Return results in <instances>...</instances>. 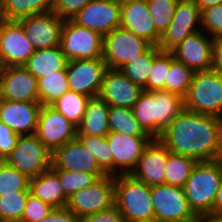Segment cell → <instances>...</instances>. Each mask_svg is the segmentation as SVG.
Wrapping results in <instances>:
<instances>
[{
    "instance_id": "1",
    "label": "cell",
    "mask_w": 222,
    "mask_h": 222,
    "mask_svg": "<svg viewBox=\"0 0 222 222\" xmlns=\"http://www.w3.org/2000/svg\"><path fill=\"white\" fill-rule=\"evenodd\" d=\"M158 139L170 152L198 162L222 159V118L184 109Z\"/></svg>"
},
{
    "instance_id": "2",
    "label": "cell",
    "mask_w": 222,
    "mask_h": 222,
    "mask_svg": "<svg viewBox=\"0 0 222 222\" xmlns=\"http://www.w3.org/2000/svg\"><path fill=\"white\" fill-rule=\"evenodd\" d=\"M184 107V98L164 90H144L132 108L135 119L152 138H159Z\"/></svg>"
},
{
    "instance_id": "3",
    "label": "cell",
    "mask_w": 222,
    "mask_h": 222,
    "mask_svg": "<svg viewBox=\"0 0 222 222\" xmlns=\"http://www.w3.org/2000/svg\"><path fill=\"white\" fill-rule=\"evenodd\" d=\"M222 179V159L198 162L186 180L183 190L196 215L213 212L216 194Z\"/></svg>"
},
{
    "instance_id": "4",
    "label": "cell",
    "mask_w": 222,
    "mask_h": 222,
    "mask_svg": "<svg viewBox=\"0 0 222 222\" xmlns=\"http://www.w3.org/2000/svg\"><path fill=\"white\" fill-rule=\"evenodd\" d=\"M115 206L125 222H155L151 186L130 174L115 175Z\"/></svg>"
},
{
    "instance_id": "5",
    "label": "cell",
    "mask_w": 222,
    "mask_h": 222,
    "mask_svg": "<svg viewBox=\"0 0 222 222\" xmlns=\"http://www.w3.org/2000/svg\"><path fill=\"white\" fill-rule=\"evenodd\" d=\"M184 107L190 112L222 118V75L212 69L195 72Z\"/></svg>"
},
{
    "instance_id": "6",
    "label": "cell",
    "mask_w": 222,
    "mask_h": 222,
    "mask_svg": "<svg viewBox=\"0 0 222 222\" xmlns=\"http://www.w3.org/2000/svg\"><path fill=\"white\" fill-rule=\"evenodd\" d=\"M52 153L36 134L20 135L16 146L4 161L29 179L51 168Z\"/></svg>"
},
{
    "instance_id": "7",
    "label": "cell",
    "mask_w": 222,
    "mask_h": 222,
    "mask_svg": "<svg viewBox=\"0 0 222 222\" xmlns=\"http://www.w3.org/2000/svg\"><path fill=\"white\" fill-rule=\"evenodd\" d=\"M60 47L68 61L102 58L103 36L71 20H64Z\"/></svg>"
},
{
    "instance_id": "8",
    "label": "cell",
    "mask_w": 222,
    "mask_h": 222,
    "mask_svg": "<svg viewBox=\"0 0 222 222\" xmlns=\"http://www.w3.org/2000/svg\"><path fill=\"white\" fill-rule=\"evenodd\" d=\"M115 206V176L106 175L93 185L73 193L67 208L79 219Z\"/></svg>"
},
{
    "instance_id": "9",
    "label": "cell",
    "mask_w": 222,
    "mask_h": 222,
    "mask_svg": "<svg viewBox=\"0 0 222 222\" xmlns=\"http://www.w3.org/2000/svg\"><path fill=\"white\" fill-rule=\"evenodd\" d=\"M150 46L145 39L119 27L103 36L102 58L108 69L119 70L143 54Z\"/></svg>"
},
{
    "instance_id": "10",
    "label": "cell",
    "mask_w": 222,
    "mask_h": 222,
    "mask_svg": "<svg viewBox=\"0 0 222 222\" xmlns=\"http://www.w3.org/2000/svg\"><path fill=\"white\" fill-rule=\"evenodd\" d=\"M202 11L192 0H179L168 28L160 36L158 49L170 52L189 35L201 29Z\"/></svg>"
},
{
    "instance_id": "11",
    "label": "cell",
    "mask_w": 222,
    "mask_h": 222,
    "mask_svg": "<svg viewBox=\"0 0 222 222\" xmlns=\"http://www.w3.org/2000/svg\"><path fill=\"white\" fill-rule=\"evenodd\" d=\"M155 222H180L195 216L181 187L161 184L151 186Z\"/></svg>"
},
{
    "instance_id": "12",
    "label": "cell",
    "mask_w": 222,
    "mask_h": 222,
    "mask_svg": "<svg viewBox=\"0 0 222 222\" xmlns=\"http://www.w3.org/2000/svg\"><path fill=\"white\" fill-rule=\"evenodd\" d=\"M66 70L69 91L94 98L99 95L108 67L103 58H97L68 61Z\"/></svg>"
},
{
    "instance_id": "13",
    "label": "cell",
    "mask_w": 222,
    "mask_h": 222,
    "mask_svg": "<svg viewBox=\"0 0 222 222\" xmlns=\"http://www.w3.org/2000/svg\"><path fill=\"white\" fill-rule=\"evenodd\" d=\"M77 131V126L51 105H42L35 134L51 153L76 139Z\"/></svg>"
},
{
    "instance_id": "14",
    "label": "cell",
    "mask_w": 222,
    "mask_h": 222,
    "mask_svg": "<svg viewBox=\"0 0 222 222\" xmlns=\"http://www.w3.org/2000/svg\"><path fill=\"white\" fill-rule=\"evenodd\" d=\"M152 139L151 136H130L110 131L106 140L113 155V175L130 174Z\"/></svg>"
},
{
    "instance_id": "15",
    "label": "cell",
    "mask_w": 222,
    "mask_h": 222,
    "mask_svg": "<svg viewBox=\"0 0 222 222\" xmlns=\"http://www.w3.org/2000/svg\"><path fill=\"white\" fill-rule=\"evenodd\" d=\"M35 49L18 21L0 20V63L2 67L23 66Z\"/></svg>"
},
{
    "instance_id": "16",
    "label": "cell",
    "mask_w": 222,
    "mask_h": 222,
    "mask_svg": "<svg viewBox=\"0 0 222 222\" xmlns=\"http://www.w3.org/2000/svg\"><path fill=\"white\" fill-rule=\"evenodd\" d=\"M0 98L14 102H39L37 79L24 66L2 67Z\"/></svg>"
},
{
    "instance_id": "17",
    "label": "cell",
    "mask_w": 222,
    "mask_h": 222,
    "mask_svg": "<svg viewBox=\"0 0 222 222\" xmlns=\"http://www.w3.org/2000/svg\"><path fill=\"white\" fill-rule=\"evenodd\" d=\"M121 6L113 0H95L82 8L71 21L102 36L120 27Z\"/></svg>"
},
{
    "instance_id": "18",
    "label": "cell",
    "mask_w": 222,
    "mask_h": 222,
    "mask_svg": "<svg viewBox=\"0 0 222 222\" xmlns=\"http://www.w3.org/2000/svg\"><path fill=\"white\" fill-rule=\"evenodd\" d=\"M35 50L60 46L64 20L53 11L18 20Z\"/></svg>"
},
{
    "instance_id": "19",
    "label": "cell",
    "mask_w": 222,
    "mask_h": 222,
    "mask_svg": "<svg viewBox=\"0 0 222 222\" xmlns=\"http://www.w3.org/2000/svg\"><path fill=\"white\" fill-rule=\"evenodd\" d=\"M214 39L203 30L189 35L170 52L174 58L184 63L194 72L212 68Z\"/></svg>"
},
{
    "instance_id": "20",
    "label": "cell",
    "mask_w": 222,
    "mask_h": 222,
    "mask_svg": "<svg viewBox=\"0 0 222 222\" xmlns=\"http://www.w3.org/2000/svg\"><path fill=\"white\" fill-rule=\"evenodd\" d=\"M51 169L90 172L99 178L108 175L98 164L95 156L76 138L56 149L51 157Z\"/></svg>"
},
{
    "instance_id": "21",
    "label": "cell",
    "mask_w": 222,
    "mask_h": 222,
    "mask_svg": "<svg viewBox=\"0 0 222 222\" xmlns=\"http://www.w3.org/2000/svg\"><path fill=\"white\" fill-rule=\"evenodd\" d=\"M144 89L119 70L108 69L98 97L110 107L132 109Z\"/></svg>"
},
{
    "instance_id": "22",
    "label": "cell",
    "mask_w": 222,
    "mask_h": 222,
    "mask_svg": "<svg viewBox=\"0 0 222 222\" xmlns=\"http://www.w3.org/2000/svg\"><path fill=\"white\" fill-rule=\"evenodd\" d=\"M166 162V146L158 138H153L130 175L148 186L165 184Z\"/></svg>"
},
{
    "instance_id": "23",
    "label": "cell",
    "mask_w": 222,
    "mask_h": 222,
    "mask_svg": "<svg viewBox=\"0 0 222 222\" xmlns=\"http://www.w3.org/2000/svg\"><path fill=\"white\" fill-rule=\"evenodd\" d=\"M40 102H14L0 98V121L18 135L35 134Z\"/></svg>"
},
{
    "instance_id": "24",
    "label": "cell",
    "mask_w": 222,
    "mask_h": 222,
    "mask_svg": "<svg viewBox=\"0 0 222 222\" xmlns=\"http://www.w3.org/2000/svg\"><path fill=\"white\" fill-rule=\"evenodd\" d=\"M120 27L158 46L161 35L156 31L146 0L121 6Z\"/></svg>"
},
{
    "instance_id": "25",
    "label": "cell",
    "mask_w": 222,
    "mask_h": 222,
    "mask_svg": "<svg viewBox=\"0 0 222 222\" xmlns=\"http://www.w3.org/2000/svg\"><path fill=\"white\" fill-rule=\"evenodd\" d=\"M30 191L42 202L54 208H64L69 198L66 196L57 174L50 168L30 179Z\"/></svg>"
},
{
    "instance_id": "26",
    "label": "cell",
    "mask_w": 222,
    "mask_h": 222,
    "mask_svg": "<svg viewBox=\"0 0 222 222\" xmlns=\"http://www.w3.org/2000/svg\"><path fill=\"white\" fill-rule=\"evenodd\" d=\"M110 106L99 97L90 98L87 102L77 134L86 136H106L109 128Z\"/></svg>"
},
{
    "instance_id": "27",
    "label": "cell",
    "mask_w": 222,
    "mask_h": 222,
    "mask_svg": "<svg viewBox=\"0 0 222 222\" xmlns=\"http://www.w3.org/2000/svg\"><path fill=\"white\" fill-rule=\"evenodd\" d=\"M68 60L60 46L35 50L23 65L36 79L64 70Z\"/></svg>"
},
{
    "instance_id": "28",
    "label": "cell",
    "mask_w": 222,
    "mask_h": 222,
    "mask_svg": "<svg viewBox=\"0 0 222 222\" xmlns=\"http://www.w3.org/2000/svg\"><path fill=\"white\" fill-rule=\"evenodd\" d=\"M55 0H1V20L18 21L52 11Z\"/></svg>"
},
{
    "instance_id": "29",
    "label": "cell",
    "mask_w": 222,
    "mask_h": 222,
    "mask_svg": "<svg viewBox=\"0 0 222 222\" xmlns=\"http://www.w3.org/2000/svg\"><path fill=\"white\" fill-rule=\"evenodd\" d=\"M160 52L157 46L151 45L143 54L129 61L119 71L146 90V84L153 68V60Z\"/></svg>"
},
{
    "instance_id": "30",
    "label": "cell",
    "mask_w": 222,
    "mask_h": 222,
    "mask_svg": "<svg viewBox=\"0 0 222 222\" xmlns=\"http://www.w3.org/2000/svg\"><path fill=\"white\" fill-rule=\"evenodd\" d=\"M197 163L193 158L172 153L167 149L165 184L183 188Z\"/></svg>"
},
{
    "instance_id": "31",
    "label": "cell",
    "mask_w": 222,
    "mask_h": 222,
    "mask_svg": "<svg viewBox=\"0 0 222 222\" xmlns=\"http://www.w3.org/2000/svg\"><path fill=\"white\" fill-rule=\"evenodd\" d=\"M39 102L42 105H51L65 92L69 91L67 70H60L55 74L37 79Z\"/></svg>"
},
{
    "instance_id": "32",
    "label": "cell",
    "mask_w": 222,
    "mask_h": 222,
    "mask_svg": "<svg viewBox=\"0 0 222 222\" xmlns=\"http://www.w3.org/2000/svg\"><path fill=\"white\" fill-rule=\"evenodd\" d=\"M194 71L184 63L177 61L170 52V69L165 79L164 91L186 96L192 83Z\"/></svg>"
},
{
    "instance_id": "33",
    "label": "cell",
    "mask_w": 222,
    "mask_h": 222,
    "mask_svg": "<svg viewBox=\"0 0 222 222\" xmlns=\"http://www.w3.org/2000/svg\"><path fill=\"white\" fill-rule=\"evenodd\" d=\"M89 99V97L77 92L67 91L51 106L78 127Z\"/></svg>"
},
{
    "instance_id": "34",
    "label": "cell",
    "mask_w": 222,
    "mask_h": 222,
    "mask_svg": "<svg viewBox=\"0 0 222 222\" xmlns=\"http://www.w3.org/2000/svg\"><path fill=\"white\" fill-rule=\"evenodd\" d=\"M108 123L110 131L121 132L130 136H150L135 119L132 109L110 107Z\"/></svg>"
},
{
    "instance_id": "35",
    "label": "cell",
    "mask_w": 222,
    "mask_h": 222,
    "mask_svg": "<svg viewBox=\"0 0 222 222\" xmlns=\"http://www.w3.org/2000/svg\"><path fill=\"white\" fill-rule=\"evenodd\" d=\"M80 143L96 158L99 166L108 174L113 175V155L106 136H86L77 134Z\"/></svg>"
},
{
    "instance_id": "36",
    "label": "cell",
    "mask_w": 222,
    "mask_h": 222,
    "mask_svg": "<svg viewBox=\"0 0 222 222\" xmlns=\"http://www.w3.org/2000/svg\"><path fill=\"white\" fill-rule=\"evenodd\" d=\"M31 191H14L0 196V222H20Z\"/></svg>"
},
{
    "instance_id": "37",
    "label": "cell",
    "mask_w": 222,
    "mask_h": 222,
    "mask_svg": "<svg viewBox=\"0 0 222 222\" xmlns=\"http://www.w3.org/2000/svg\"><path fill=\"white\" fill-rule=\"evenodd\" d=\"M52 170L57 174L68 198L76 191L91 186L100 179L96 174L90 172L67 171L62 169Z\"/></svg>"
},
{
    "instance_id": "38",
    "label": "cell",
    "mask_w": 222,
    "mask_h": 222,
    "mask_svg": "<svg viewBox=\"0 0 222 222\" xmlns=\"http://www.w3.org/2000/svg\"><path fill=\"white\" fill-rule=\"evenodd\" d=\"M14 191H30V179L5 161H0V196Z\"/></svg>"
},
{
    "instance_id": "39",
    "label": "cell",
    "mask_w": 222,
    "mask_h": 222,
    "mask_svg": "<svg viewBox=\"0 0 222 222\" xmlns=\"http://www.w3.org/2000/svg\"><path fill=\"white\" fill-rule=\"evenodd\" d=\"M179 0H146L156 31L162 35L174 16Z\"/></svg>"
},
{
    "instance_id": "40",
    "label": "cell",
    "mask_w": 222,
    "mask_h": 222,
    "mask_svg": "<svg viewBox=\"0 0 222 222\" xmlns=\"http://www.w3.org/2000/svg\"><path fill=\"white\" fill-rule=\"evenodd\" d=\"M170 69V52L161 51L153 60V68L146 84V91L163 90Z\"/></svg>"
},
{
    "instance_id": "41",
    "label": "cell",
    "mask_w": 222,
    "mask_h": 222,
    "mask_svg": "<svg viewBox=\"0 0 222 222\" xmlns=\"http://www.w3.org/2000/svg\"><path fill=\"white\" fill-rule=\"evenodd\" d=\"M201 29L213 39L222 37V3L202 10Z\"/></svg>"
},
{
    "instance_id": "42",
    "label": "cell",
    "mask_w": 222,
    "mask_h": 222,
    "mask_svg": "<svg viewBox=\"0 0 222 222\" xmlns=\"http://www.w3.org/2000/svg\"><path fill=\"white\" fill-rule=\"evenodd\" d=\"M53 209L54 207L50 204L42 202L39 198H36L30 193L20 222H38L47 216Z\"/></svg>"
},
{
    "instance_id": "43",
    "label": "cell",
    "mask_w": 222,
    "mask_h": 222,
    "mask_svg": "<svg viewBox=\"0 0 222 222\" xmlns=\"http://www.w3.org/2000/svg\"><path fill=\"white\" fill-rule=\"evenodd\" d=\"M95 0H55L52 11L63 20H71L82 8Z\"/></svg>"
},
{
    "instance_id": "44",
    "label": "cell",
    "mask_w": 222,
    "mask_h": 222,
    "mask_svg": "<svg viewBox=\"0 0 222 222\" xmlns=\"http://www.w3.org/2000/svg\"><path fill=\"white\" fill-rule=\"evenodd\" d=\"M19 136L10 127L0 121V161H4L11 153L17 144Z\"/></svg>"
},
{
    "instance_id": "45",
    "label": "cell",
    "mask_w": 222,
    "mask_h": 222,
    "mask_svg": "<svg viewBox=\"0 0 222 222\" xmlns=\"http://www.w3.org/2000/svg\"><path fill=\"white\" fill-rule=\"evenodd\" d=\"M79 222H125L124 217L116 206L102 210L100 212L84 216Z\"/></svg>"
},
{
    "instance_id": "46",
    "label": "cell",
    "mask_w": 222,
    "mask_h": 222,
    "mask_svg": "<svg viewBox=\"0 0 222 222\" xmlns=\"http://www.w3.org/2000/svg\"><path fill=\"white\" fill-rule=\"evenodd\" d=\"M38 222H79V218L67 207L54 208L47 216Z\"/></svg>"
},
{
    "instance_id": "47",
    "label": "cell",
    "mask_w": 222,
    "mask_h": 222,
    "mask_svg": "<svg viewBox=\"0 0 222 222\" xmlns=\"http://www.w3.org/2000/svg\"><path fill=\"white\" fill-rule=\"evenodd\" d=\"M211 69L222 75V37L214 38Z\"/></svg>"
},
{
    "instance_id": "48",
    "label": "cell",
    "mask_w": 222,
    "mask_h": 222,
    "mask_svg": "<svg viewBox=\"0 0 222 222\" xmlns=\"http://www.w3.org/2000/svg\"><path fill=\"white\" fill-rule=\"evenodd\" d=\"M209 216L222 218V179L220 181V185L216 194L213 212Z\"/></svg>"
},
{
    "instance_id": "49",
    "label": "cell",
    "mask_w": 222,
    "mask_h": 222,
    "mask_svg": "<svg viewBox=\"0 0 222 222\" xmlns=\"http://www.w3.org/2000/svg\"><path fill=\"white\" fill-rule=\"evenodd\" d=\"M202 11L203 9L222 3V0H192Z\"/></svg>"
},
{
    "instance_id": "50",
    "label": "cell",
    "mask_w": 222,
    "mask_h": 222,
    "mask_svg": "<svg viewBox=\"0 0 222 222\" xmlns=\"http://www.w3.org/2000/svg\"><path fill=\"white\" fill-rule=\"evenodd\" d=\"M180 222H211V217L207 215H195L190 219L183 220Z\"/></svg>"
},
{
    "instance_id": "51",
    "label": "cell",
    "mask_w": 222,
    "mask_h": 222,
    "mask_svg": "<svg viewBox=\"0 0 222 222\" xmlns=\"http://www.w3.org/2000/svg\"><path fill=\"white\" fill-rule=\"evenodd\" d=\"M116 4L122 6V5H125L127 3H131V2H134V1H140V0H113Z\"/></svg>"
},
{
    "instance_id": "52",
    "label": "cell",
    "mask_w": 222,
    "mask_h": 222,
    "mask_svg": "<svg viewBox=\"0 0 222 222\" xmlns=\"http://www.w3.org/2000/svg\"><path fill=\"white\" fill-rule=\"evenodd\" d=\"M211 222H222L221 217H211Z\"/></svg>"
},
{
    "instance_id": "53",
    "label": "cell",
    "mask_w": 222,
    "mask_h": 222,
    "mask_svg": "<svg viewBox=\"0 0 222 222\" xmlns=\"http://www.w3.org/2000/svg\"><path fill=\"white\" fill-rule=\"evenodd\" d=\"M0 20H1V0H0Z\"/></svg>"
}]
</instances>
